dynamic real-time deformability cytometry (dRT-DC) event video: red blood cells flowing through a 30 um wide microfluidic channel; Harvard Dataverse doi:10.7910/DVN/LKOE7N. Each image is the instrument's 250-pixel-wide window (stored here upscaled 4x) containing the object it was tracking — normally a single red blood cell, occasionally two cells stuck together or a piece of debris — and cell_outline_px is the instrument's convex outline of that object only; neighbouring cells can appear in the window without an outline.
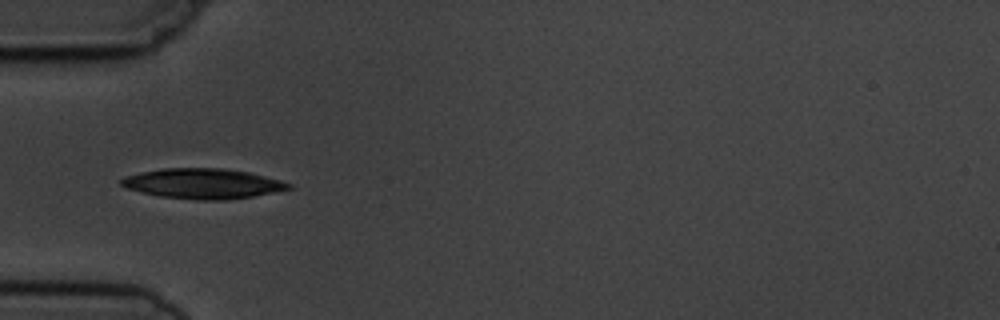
{"species": "common noctule bat (a hibernating species)", "species_latin": "Nyctalus noctula", "temperature_condition": "cold", "stored_images_in_passage": 11, "camera_frame_rate_fps": 3000, "um_per_image_px": 0.085, "animal": {"sex": "male", "body_mass_g": 19.5, "forearm_length_mm": 54.6}, "frame": {"image": 1, "passage_image": 5, "time_ms": 5.667, "image_size_px": [1000, 320], "cell_outline_px": [[292, 188], [276, 192], [228, 200], [196, 200], [160, 196], [128, 188], [120, 184], [120, 180], [124, 176], [140, 172], [164, 168], [224, 168], [248, 172], [280, 180], [292, 184]], "centroid_in_image_um": [17.26, 15.6], "position_along_channel_um": 67.7, "area_um2": 29.3}}
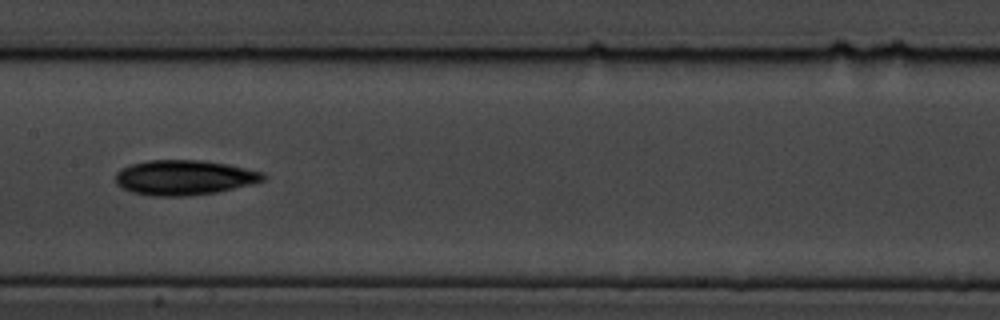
{"frame": {"image": 2, "passage_image": 8, "time_ms": 9.0, "image_size_px": [1000, 320], "cell_outline_px": [[268, 176], [264, 180], [252, 184], [216, 192], [188, 196], [152, 196], [132, 192], [120, 188], [116, 184], [116, 172], [120, 168], [132, 164], [148, 160], [204, 160], [228, 164], [264, 172]], "centroid_in_image_um": [15.66, 15.09], "position_along_channel_um": 191.7, "area_um2": 30.35}}
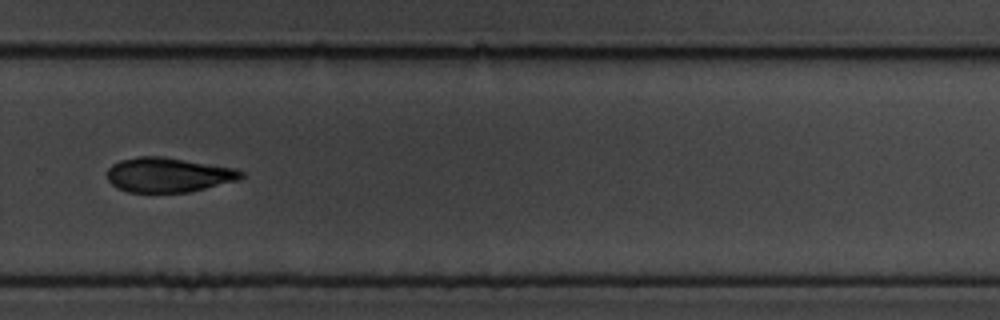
{"frame": {"image": 3, "passage_image": 11, "time_ms": 12.333, "image_size_px": [1000, 320], "cell_outline_px": [[244, 176], [240, 180], [188, 192], [128, 192], [116, 188], [108, 180], [108, 168], [112, 164], [120, 160], [140, 156], [164, 156], [236, 168], [244, 172]], "centroid_in_image_um": [14.33, 14.86], "position_along_channel_um": 315.5, "area_um2": 27.22}}